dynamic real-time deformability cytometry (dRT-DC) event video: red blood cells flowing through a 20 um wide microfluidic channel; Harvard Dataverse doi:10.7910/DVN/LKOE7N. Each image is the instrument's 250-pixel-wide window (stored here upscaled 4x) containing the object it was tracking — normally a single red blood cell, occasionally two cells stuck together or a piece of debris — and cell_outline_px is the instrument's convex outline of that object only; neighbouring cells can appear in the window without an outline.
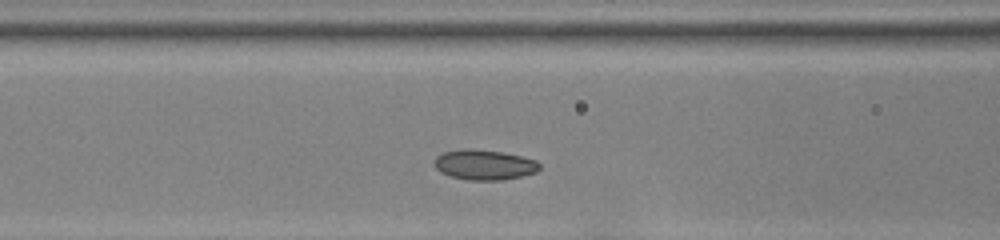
{"species": "common noctule bat (a hibernating species)", "species_latin": "Nyctalus noctula", "temperature_condition": "room temperature", "stored_images_in_passage": 37, "camera_frame_rate_fps": 3000, "um_per_image_px": 0.085, "animal": {"sex": "female", "body_mass_g": 22.0, "forearm_length_mm": 56.7}, "frame": {"image": 1, "passage_image": 13, "time_ms": 4.0, "image_size_px": [1000, 240], "cell_outline_px": [[540, 168], [536, 172], [524, 176], [500, 180], [468, 180], [452, 176], [440, 172], [436, 168], [436, 156], [440, 152], [460, 148], [468, 148], [504, 152], [536, 160], [540, 164]], "centroid_in_image_um": [41.17, 13.99], "position_along_channel_um": 125.4, "area_um2": 18.61}}
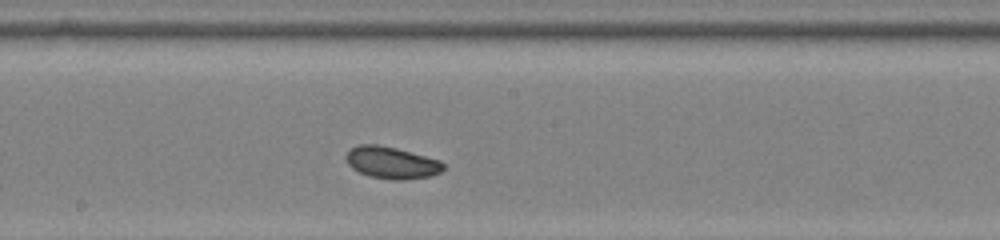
{"frame": {"image": 2, "passage_image": 20, "time_ms": 6.333, "image_size_px": [1000, 240], "cell_outline_px": [[444, 168], [440, 172], [428, 176], [404, 180], [392, 180], [368, 176], [352, 168], [348, 164], [344, 156], [352, 148], [360, 144], [376, 144], [396, 148], [440, 160], [444, 164]], "centroid_in_image_um": [33.27, 13.83], "position_along_channel_um": 214.9, "area_um2": 18.03}}
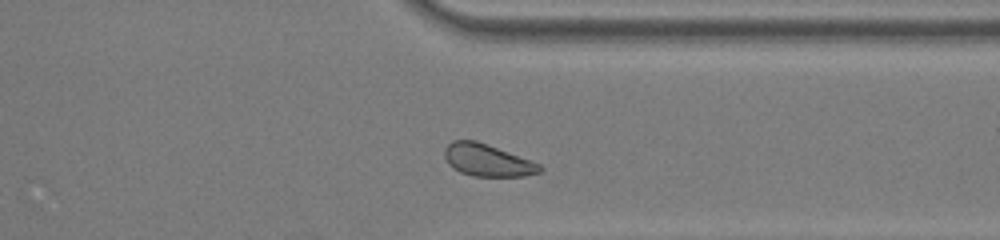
{"frame": {"image": 3, "passage_image": 32, "time_ms": 10.333, "image_size_px": [1000, 240], "cell_outline_px": [[544, 168], [540, 172], [524, 176], [472, 176], [460, 172], [452, 168], [448, 164], [444, 156], [444, 148], [452, 140], [476, 140], [532, 160], [540, 164]], "centroid_in_image_um": [41.42, 13.61], "position_along_channel_um": 370.0, "area_um2": 18.03}, "authors_computed_cell_mechanics": {"area_um2": 18.0914, "velocity_mm_per_s": 3.8538, "shape_relaxation_time_tau1_ms": 1.6907, "shape_relaxation_time_tau2_ms": 5.7333, "deformation_change_tau1": 0.0469, "deformation_change_tau2": 0.0994}}